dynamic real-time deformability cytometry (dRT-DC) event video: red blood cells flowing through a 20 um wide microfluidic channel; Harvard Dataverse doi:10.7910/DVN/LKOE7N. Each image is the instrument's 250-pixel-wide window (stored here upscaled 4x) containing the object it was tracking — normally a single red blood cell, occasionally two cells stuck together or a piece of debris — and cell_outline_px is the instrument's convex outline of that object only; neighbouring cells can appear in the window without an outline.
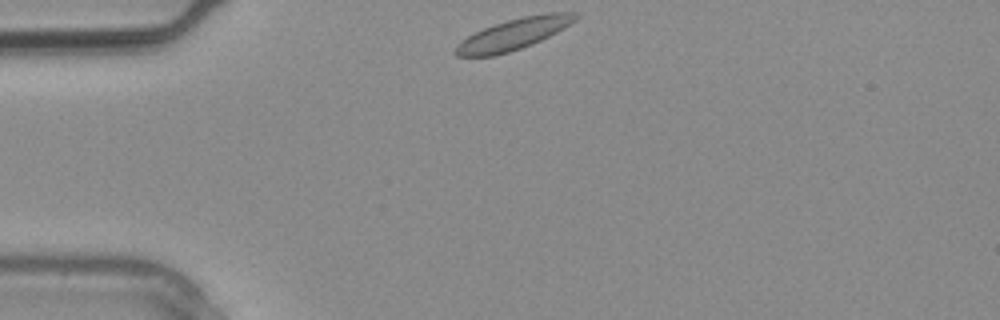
{"species": "common noctule bat (a hibernating species)", "species_latin": "Nyctalus noctula", "temperature_condition": "warm", "stored_images_in_passage": 1, "camera_frame_rate_fps": 3000, "um_per_image_px": 0.085, "animal": {"sex": "male", "body_mass_g": 20.4}, "frame": {"image": 1, "passage_image": 1, "time_ms": 0.0, "image_size_px": [1000, 320], "cell_outline_px": [[580, 16], [576, 20], [556, 32], [532, 44], [508, 52], [492, 56], [456, 56], [452, 52], [456, 44], [460, 40], [484, 28], [508, 20], [524, 16], [544, 12], [580, 12]], "centroid_in_image_um": [43.65, 2.89], "position_along_channel_um": 41.3, "area_um2": 21.68}}